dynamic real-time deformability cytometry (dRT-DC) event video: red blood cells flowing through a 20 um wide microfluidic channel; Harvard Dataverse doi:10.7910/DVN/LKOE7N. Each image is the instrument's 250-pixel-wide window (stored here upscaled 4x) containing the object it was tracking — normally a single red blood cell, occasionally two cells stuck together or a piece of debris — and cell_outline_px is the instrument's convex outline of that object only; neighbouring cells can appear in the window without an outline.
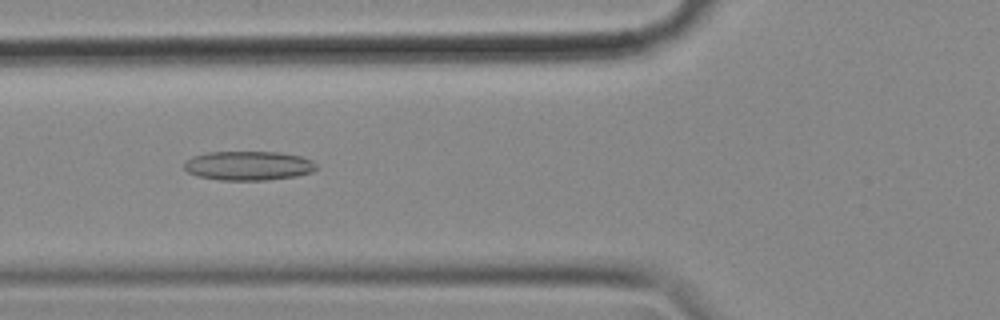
{"species": "common noctule bat (a hibernating species)", "species_latin": "Nyctalus noctula", "temperature_condition": "cold", "stored_images_in_passage": 56, "camera_frame_rate_fps": 3000, "um_per_image_px": 0.085, "animal": {"sex": "female", "body_mass_g": 18.4}, "frame": {"image": 1, "passage_image": 21, "time_ms": 6.667, "image_size_px": [1000, 320], "cell_outline_px": [[316, 168], [312, 172], [296, 176], [268, 180], [220, 180], [196, 176], [188, 172], [184, 168], [184, 160], [192, 156], [208, 152], [280, 152], [300, 156], [312, 160], [316, 164]], "centroid_in_image_um": [21.09, 14.08], "position_along_channel_um": 104.7, "area_um2": 22.66}}
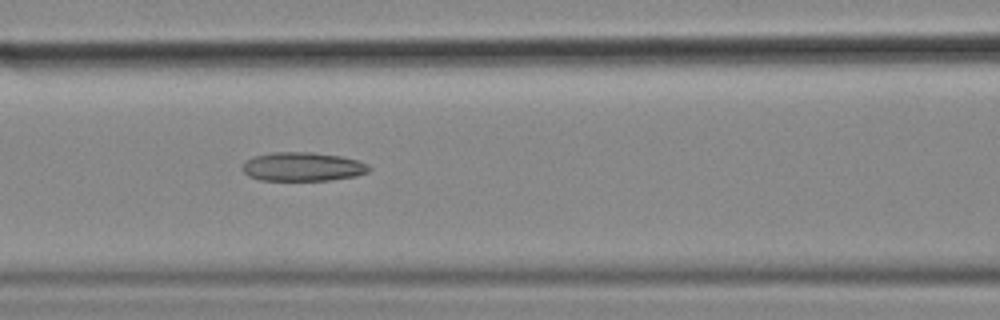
{"frame": {"image": 2, "passage_image": 24, "time_ms": 7.667, "image_size_px": [1000, 320], "cell_outline_px": [[372, 168], [368, 172], [356, 176], [332, 180], [260, 180], [248, 176], [244, 172], [244, 164], [252, 156], [272, 152], [312, 152], [340, 156], [360, 160], [368, 164]], "centroid_in_image_um": [25.78, 14.17], "position_along_channel_um": 140.8, "area_um2": 21.39}}
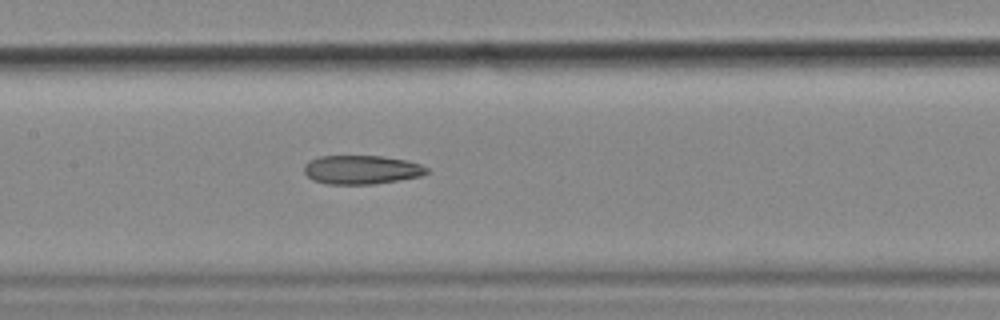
{"frame": {"image": 3, "passage_image": 27, "time_ms": 8.667, "image_size_px": [1000, 320], "cell_outline_px": [[428, 172], [420, 176], [372, 184], [328, 184], [312, 180], [304, 172], [304, 164], [308, 160], [320, 156], [380, 156], [408, 160], [420, 164], [428, 168]], "centroid_in_image_um": [30.7, 14.42], "position_along_channel_um": 176.7, "area_um2": 20.58}, "authors_computed_cell_mechanics": {"area_um2": 22.5131, "velocity_mm_per_s": 3.5895, "shape_relaxation_time_tau1_ms": null, "shape_relaxation_time_tau2_ms": 6.7519, "deformation_change_tau1": null, "deformation_change_tau2": 0.1888}}